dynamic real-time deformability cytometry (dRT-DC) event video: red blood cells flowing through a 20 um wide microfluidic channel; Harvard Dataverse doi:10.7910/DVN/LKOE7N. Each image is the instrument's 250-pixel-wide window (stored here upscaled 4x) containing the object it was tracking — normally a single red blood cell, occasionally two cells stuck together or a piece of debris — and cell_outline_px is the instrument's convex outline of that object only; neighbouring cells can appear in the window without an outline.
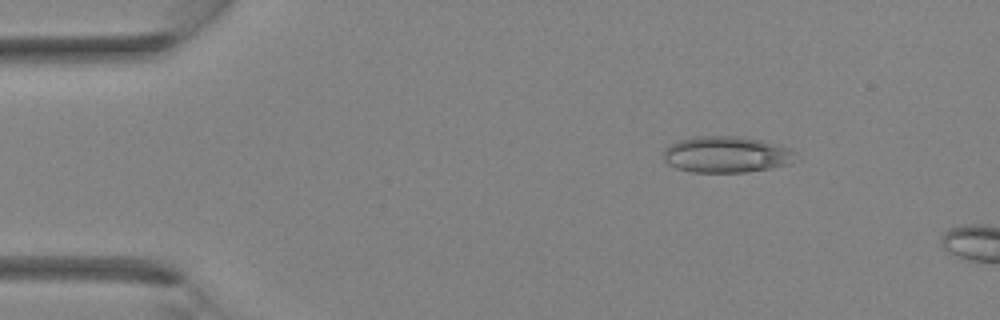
{"species": "Egyptian fruit bat (a non-hibernating species)", "species_latin": "Rousettus aegyptiacus", "temperature_condition": "room temperature", "stored_images_in_passage": 6, "camera_frame_rate_fps": 3000, "um_per_image_px": 0.085, "animal": {"sex": "female"}, "frame": {"image": 1, "passage_image": 1, "time_ms": 0.0, "image_size_px": [1000, 320], "cell_outline_px": [[796, 152], [792, 164], [772, 168], [748, 172], [692, 172], [676, 168], [668, 164], [664, 160], [664, 148], [680, 140], [696, 136], [740, 136], [760, 140], [776, 144], [788, 148]], "centroid_in_image_um": [61.75, 13.14], "position_along_channel_um": 23.2, "area_um2": 28.03}}